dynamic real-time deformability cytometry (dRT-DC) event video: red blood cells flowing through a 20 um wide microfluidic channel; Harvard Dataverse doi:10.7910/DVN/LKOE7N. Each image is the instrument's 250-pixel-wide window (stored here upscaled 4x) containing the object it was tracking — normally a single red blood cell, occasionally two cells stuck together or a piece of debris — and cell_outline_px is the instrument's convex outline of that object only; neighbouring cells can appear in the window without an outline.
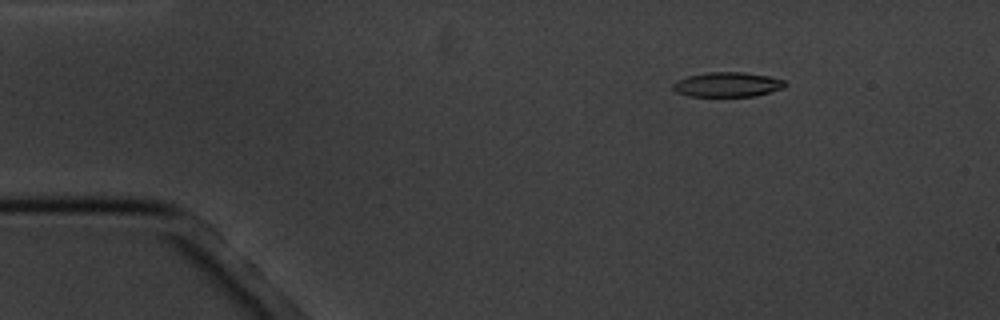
{"species": "common noctule bat (a hibernating species)", "species_latin": "Nyctalus noctula", "temperature_condition": "cold", "stored_images_in_passage": 9, "camera_frame_rate_fps": 3000, "um_per_image_px": 0.085, "animal": {"sex": "male", "body_mass_g": 20.1, "forearm_length_mm": 53.5}, "frame": {"image": 1, "passage_image": 3, "time_ms": 2.333, "image_size_px": [1000, 320], "cell_outline_px": [[788, 84], [784, 88], [756, 96], [688, 96], [676, 92], [672, 88], [672, 84], [676, 80], [688, 76], [708, 72], [744, 72], [768, 76], [784, 80]], "centroid_in_image_um": [61.83, 7.19], "position_along_channel_um": 23.2, "area_um2": 16.24}}
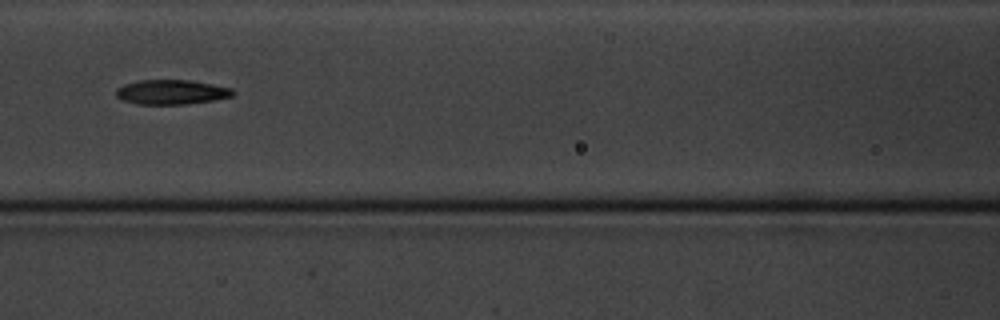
{"frame": {"image": 2, "passage_image": 8, "time_ms": 8.0, "image_size_px": [1000, 320], "cell_outline_px": [[236, 92], [232, 96], [216, 100], [184, 104], [136, 104], [120, 100], [116, 96], [116, 88], [124, 84], [140, 80], [188, 80], [212, 84], [232, 88]], "centroid_in_image_um": [14.56, 7.83], "position_along_channel_um": 152.0, "area_um2": 16.88}}
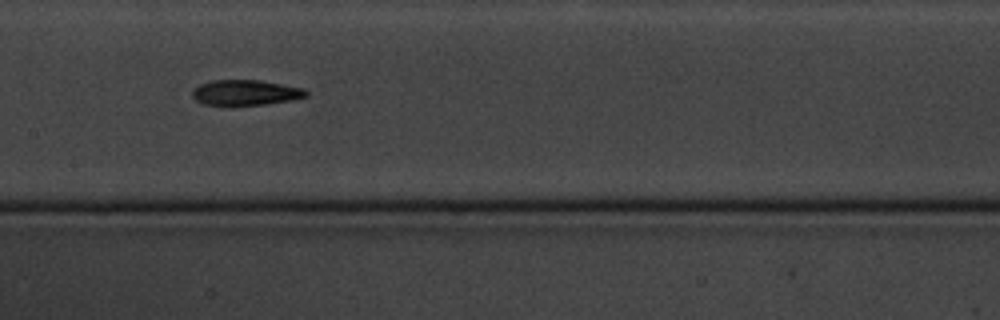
{"frame": {"image": 3, "passage_image": 9, "time_ms": 9.0, "image_size_px": [1000, 320], "cell_outline_px": [[308, 96], [292, 100], [264, 104], [232, 108], [228, 108], [204, 104], [196, 100], [192, 96], [192, 92], [200, 84], [212, 80], [260, 80], [304, 88], [308, 92]], "centroid_in_image_um": [20.85, 7.91], "position_along_channel_um": 186.5, "area_um2": 17.46}}